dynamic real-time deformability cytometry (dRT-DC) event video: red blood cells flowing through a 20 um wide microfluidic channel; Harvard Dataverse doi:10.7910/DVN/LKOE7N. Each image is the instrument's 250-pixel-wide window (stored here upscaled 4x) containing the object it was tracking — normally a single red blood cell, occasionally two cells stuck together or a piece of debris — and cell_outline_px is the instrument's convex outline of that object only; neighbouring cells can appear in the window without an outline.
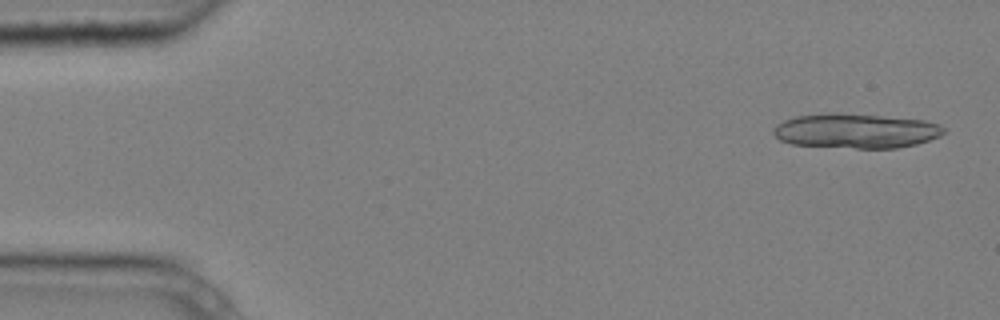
{"species": "common noctule bat (a hibernating species)", "species_latin": "Nyctalus noctula", "temperature_condition": "cold", "stored_images_in_passage": 5, "segment_of_instrument_passage": [1, 2], "camera_frame_rate_fps": 3000, "um_per_image_px": 0.085, "animal": {"sex": "male", "body_mass_g": 20.4}, "frame": {"image": 1, "passage_image": 1, "time_ms": 0.0, "image_size_px": [1000, 320], "cell_outline_px": [[948, 128], [940, 136], [916, 144], [896, 148], [856, 148], [792, 144], [780, 140], [772, 132], [772, 128], [776, 124], [784, 120], [796, 116], [832, 112], [880, 116], [924, 120], [940, 124]], "centroid_in_image_um": [72.75, 11.12], "position_along_channel_um": 12.3, "area_um2": 34.45}}